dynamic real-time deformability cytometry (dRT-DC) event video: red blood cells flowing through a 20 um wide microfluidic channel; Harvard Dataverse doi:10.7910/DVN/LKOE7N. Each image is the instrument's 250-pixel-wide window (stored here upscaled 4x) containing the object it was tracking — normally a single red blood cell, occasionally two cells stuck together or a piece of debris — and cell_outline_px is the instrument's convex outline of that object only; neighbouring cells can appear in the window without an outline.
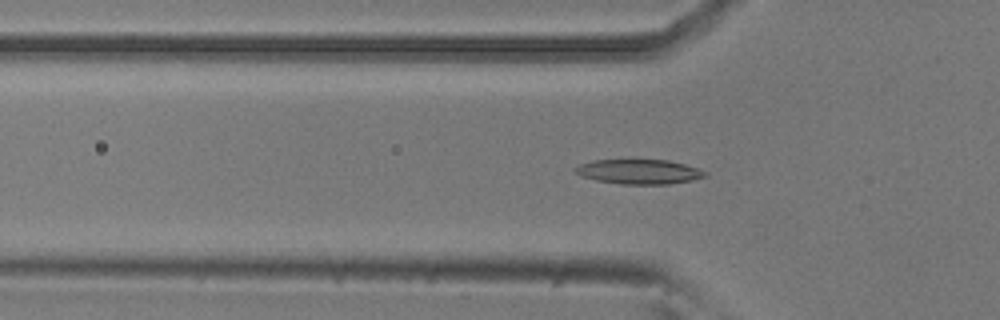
{"species": "common noctule bat (a hibernating species)", "species_latin": "Nyctalus noctula", "temperature_condition": "room temperature", "stored_images_in_passage": 45, "camera_frame_rate_fps": 3000, "um_per_image_px": 0.085, "animal": {"sex": "male", "body_mass_g": 20.5, "forearm_length_mm": 52.5}, "frame": {"image": 1, "passage_image": 14, "time_ms": 4.333, "image_size_px": [1000, 320], "cell_outline_px": [[708, 176], [692, 180], [668, 184], [620, 184], [596, 180], [580, 176], [572, 168], [580, 164], [592, 160], [636, 156], [668, 160], [684, 164], [708, 172]], "centroid_in_image_um": [54.27, 14.53], "position_along_channel_um": 71.5, "area_um2": 19.77}}
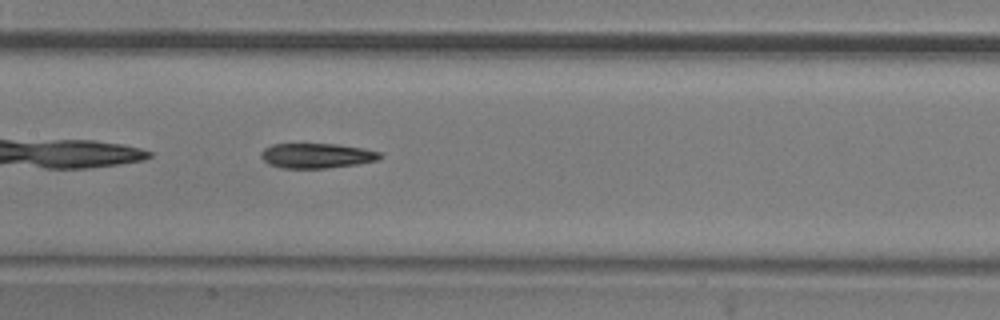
{"frame": {"image": 2, "passage_image": 22, "time_ms": 7.0, "image_size_px": [1000, 320], "cell_outline_px": [[384, 156], [376, 160], [356, 164], [324, 168], [280, 168], [268, 164], [260, 156], [260, 152], [264, 148], [272, 144], [336, 144], [364, 148], [380, 152]], "centroid_in_image_um": [26.89, 13.23], "position_along_channel_um": 180.5, "area_um2": 17.28}}
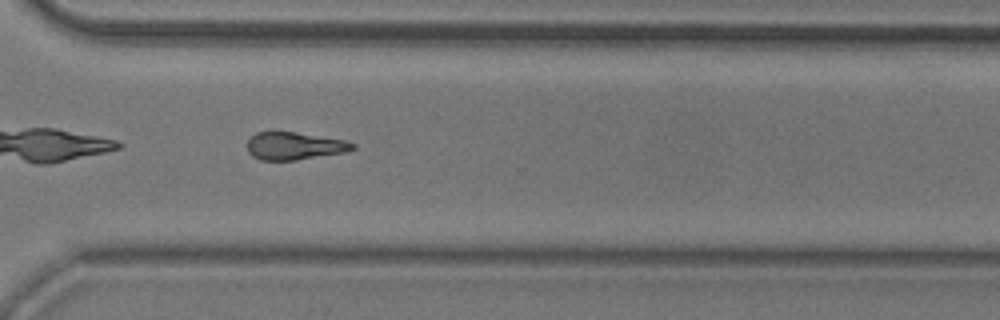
{"frame": {"image": 3, "passage_image": 35, "time_ms": 11.333, "image_size_px": [1000, 320], "cell_outline_px": [[356, 148], [348, 152], [296, 160], [260, 160], [252, 156], [248, 152], [248, 140], [256, 132], [296, 132], [348, 140], [356, 144]], "centroid_in_image_um": [25.09, 12.41], "position_along_channel_um": 345.5, "area_um2": 17.17}, "authors_computed_cell_mechanics": {"area_um2": 17.7446, "velocity_mm_per_s": 3.8267, "shape_relaxation_time_tau1_ms": null, "shape_relaxation_time_tau2_ms": 7.7536, "deformation_change_tau1": null, "deformation_change_tau2": 0.2106}}